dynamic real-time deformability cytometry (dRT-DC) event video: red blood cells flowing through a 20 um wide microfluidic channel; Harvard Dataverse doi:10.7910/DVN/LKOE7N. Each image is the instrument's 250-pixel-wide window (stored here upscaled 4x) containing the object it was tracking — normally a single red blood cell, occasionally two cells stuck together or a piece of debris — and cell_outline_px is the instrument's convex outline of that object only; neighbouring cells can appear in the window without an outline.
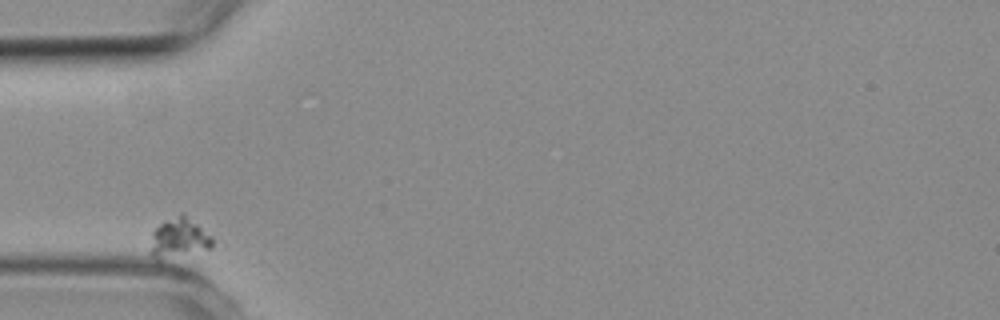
{"species": "common noctule bat (a hibernating species)", "species_latin": "Nyctalus noctula", "temperature_condition": "room temperature", "stored_images_in_passage": 2, "camera_frame_rate_fps": 3000, "um_per_image_px": 0.085, "animal": {"sex": "female", "body_mass_g": 19.3, "forearm_length_mm": 54.1}, "frame": {"image": 1, "passage_image": 1, "time_ms": 0.0, "image_size_px": [1000, 320], "cell_outline_px": [[212, 248], [160, 264], [156, 264], [148, 252], [152, 232], [160, 224], [180, 212], [184, 212], [212, 236]], "centroid_in_image_um": [15.14, 20.33], "position_along_channel_um": 69.9, "area_um2": 15.61}}